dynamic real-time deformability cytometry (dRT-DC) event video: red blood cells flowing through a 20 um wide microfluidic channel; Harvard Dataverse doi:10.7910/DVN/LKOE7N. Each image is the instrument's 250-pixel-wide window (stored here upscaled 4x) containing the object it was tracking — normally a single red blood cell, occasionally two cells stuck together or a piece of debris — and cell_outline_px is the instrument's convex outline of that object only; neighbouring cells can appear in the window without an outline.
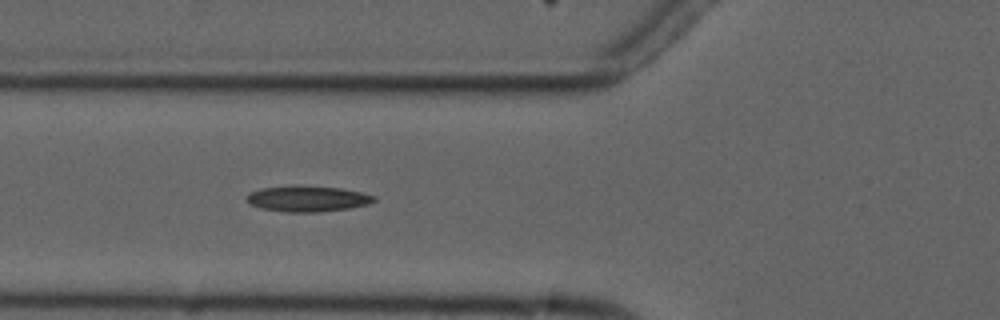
{"species": "common noctule bat (a hibernating species)", "species_latin": "Nyctalus noctula", "temperature_condition": "cold", "stored_images_in_passage": 6, "camera_frame_rate_fps": 3000, "um_per_image_px": 0.085, "animal": {"sex": "male", "forearm_length_mm": 52.5}, "frame": {"image": 1, "passage_image": 6, "time_ms": 5.667, "image_size_px": [1000, 320], "cell_outline_px": [[376, 200], [368, 204], [348, 208], [316, 212], [284, 212], [264, 208], [252, 204], [248, 200], [248, 196], [252, 192], [260, 188], [340, 188], [360, 192], [376, 196]], "centroid_in_image_um": [26.22, 16.93], "position_along_channel_um": 99.6, "area_um2": 17.92}}